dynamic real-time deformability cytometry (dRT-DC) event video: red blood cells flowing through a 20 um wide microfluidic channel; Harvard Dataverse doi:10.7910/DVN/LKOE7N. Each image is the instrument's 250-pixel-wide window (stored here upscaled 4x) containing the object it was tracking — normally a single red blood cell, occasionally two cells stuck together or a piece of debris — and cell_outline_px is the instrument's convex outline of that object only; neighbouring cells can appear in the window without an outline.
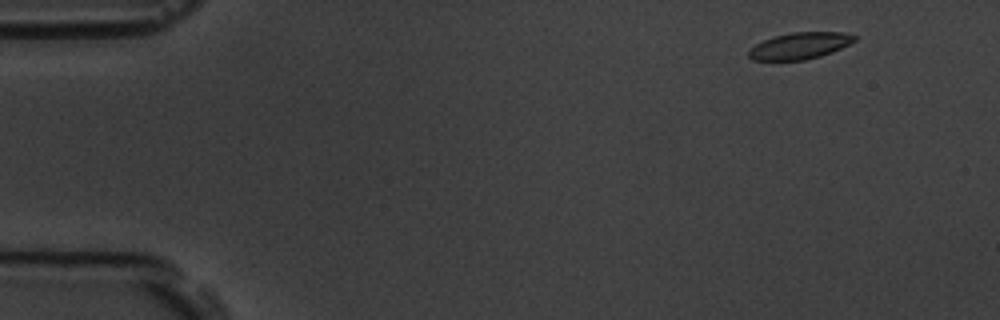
{"species": "common noctule bat (a hibernating species)", "species_latin": "Nyctalus noctula", "temperature_condition": "room temperature", "stored_images_in_passage": 5, "camera_frame_rate_fps": 3000, "um_per_image_px": 0.085, "animal": {"sex": "male", "body_mass_g": 19.5, "forearm_length_mm": 54.6}, "frame": {"image": 1, "passage_image": 1, "time_ms": 0.0, "image_size_px": [1000, 320], "cell_outline_px": [[856, 40], [832, 52], [820, 56], [804, 60], [752, 60], [748, 56], [748, 52], [756, 44], [772, 36], [792, 32], [844, 32], [856, 36]], "centroid_in_image_um": [67.97, 3.88], "position_along_channel_um": 17.0, "area_um2": 16.3}}
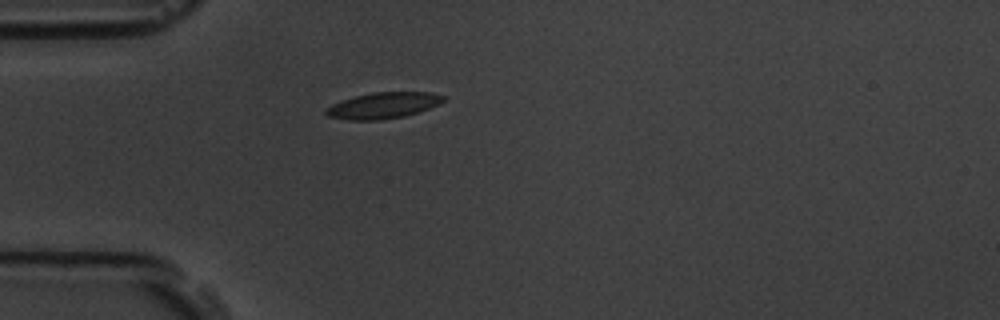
{"frame": {"image": 2, "passage_image": 4, "time_ms": 3.667, "image_size_px": [1000, 320], "cell_outline_px": [[444, 100], [440, 104], [404, 116], [380, 120], [348, 120], [328, 116], [324, 112], [332, 104], [352, 96], [372, 92], [432, 92], [444, 96]], "centroid_in_image_um": [32.55, 8.95], "position_along_channel_um": 52.4, "area_um2": 17.8}}